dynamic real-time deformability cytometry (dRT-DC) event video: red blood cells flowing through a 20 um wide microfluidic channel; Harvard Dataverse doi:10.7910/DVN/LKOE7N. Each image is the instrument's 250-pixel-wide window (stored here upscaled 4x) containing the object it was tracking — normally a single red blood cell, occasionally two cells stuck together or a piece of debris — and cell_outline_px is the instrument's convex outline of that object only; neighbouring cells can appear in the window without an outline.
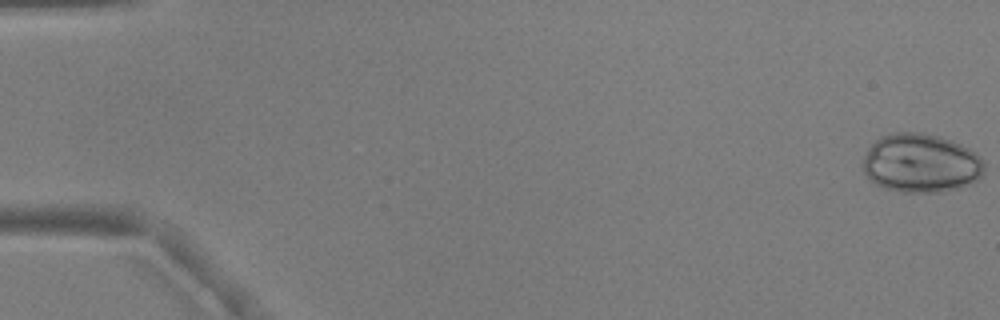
{"species": "common noctule bat (a hibernating species)", "species_latin": "Nyctalus noctula", "temperature_condition": "warm", "stored_images_in_passage": 16, "camera_frame_rate_fps": 3000, "um_per_image_px": 0.085, "animal": {"sex": "male", "body_mass_g": 17.9, "forearm_length_mm": 54.2}, "frame": {"image": 1, "passage_image": 1, "time_ms": 0.0, "image_size_px": [1000, 320], "cell_outline_px": [[984, 172], [980, 180], [972, 184], [960, 188], [944, 192], [900, 192], [884, 188], [868, 180], [864, 172], [864, 156], [868, 148], [880, 136], [896, 132], [920, 132], [952, 140], [976, 152], [984, 160]], "centroid_in_image_um": [78.31, 13.89], "position_along_channel_um": 6.7, "area_um2": 42.19}}